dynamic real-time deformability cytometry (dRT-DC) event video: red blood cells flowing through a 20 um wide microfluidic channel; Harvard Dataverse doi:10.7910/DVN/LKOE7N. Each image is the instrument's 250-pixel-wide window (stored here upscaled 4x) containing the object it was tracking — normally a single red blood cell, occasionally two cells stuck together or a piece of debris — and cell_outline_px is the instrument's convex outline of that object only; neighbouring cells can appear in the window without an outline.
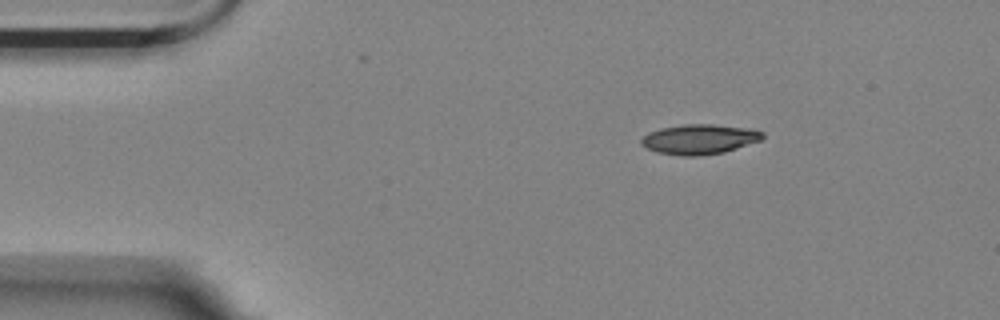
{"species": "Egyptian fruit bat (a non-hibernating species)", "species_latin": "Rousettus aegyptiacus", "temperature_condition": "room temperature", "stored_images_in_passage": 48, "camera_frame_rate_fps": 3000, "um_per_image_px": 0.085, "animal": {"sex": "female"}, "frame": {"image": 1, "passage_image": 1, "time_ms": 0.0, "image_size_px": [1000, 320], "cell_outline_px": [[764, 136], [760, 140], [724, 152], [700, 156], [684, 156], [656, 152], [640, 144], [640, 140], [648, 132], [660, 128], [684, 124], [712, 124], [748, 128], [764, 132]], "centroid_in_image_um": [59.42, 11.83], "position_along_channel_um": 25.6, "area_um2": 21.1}}
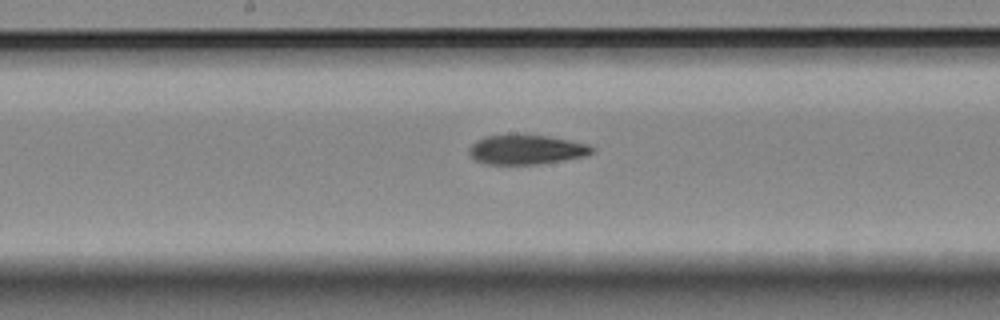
{"frame": {"image": 2, "passage_image": 21, "time_ms": 6.667, "image_size_px": [1000, 320], "cell_outline_px": [[596, 148], [588, 156], [564, 160], [536, 164], [484, 164], [476, 160], [468, 152], [468, 148], [476, 140], [484, 136], [548, 136], [588, 144]], "centroid_in_image_um": [44.76, 12.74], "position_along_channel_um": 203.4, "area_um2": 20.87}}
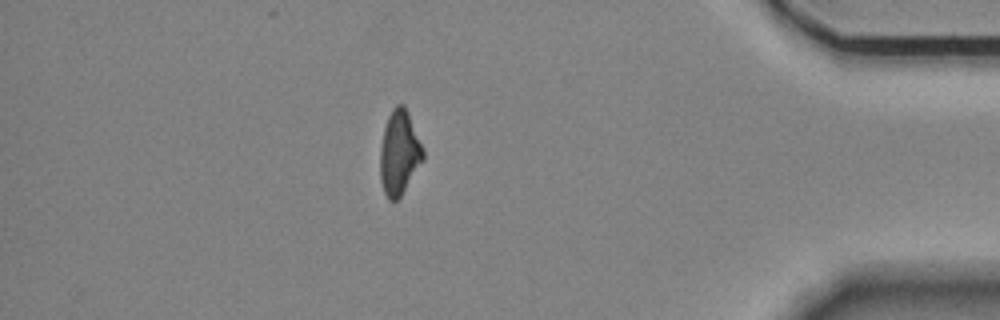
{"frame": {"image": 3, "passage_image": 41, "time_ms": 13.333, "image_size_px": [1000, 320], "cell_outline_px": [[424, 160], [400, 196], [396, 200], [388, 200], [384, 192], [380, 180], [380, 148], [384, 128], [388, 116], [392, 108], [396, 104], [404, 104], [408, 112], [424, 148]], "centroid_in_image_um": [33.94, 12.96], "position_along_channel_um": 401.3, "area_um2": 21.21}, "authors_computed_cell_mechanics": {"area_um2": 21.4149, "velocity_mm_per_s": 3.5613, "shape_relaxation_time_tau1_ms": null, "shape_relaxation_time_tau2_ms": 8.7118, "deformation_change_tau1": null, "deformation_change_tau2": 0.2076}}